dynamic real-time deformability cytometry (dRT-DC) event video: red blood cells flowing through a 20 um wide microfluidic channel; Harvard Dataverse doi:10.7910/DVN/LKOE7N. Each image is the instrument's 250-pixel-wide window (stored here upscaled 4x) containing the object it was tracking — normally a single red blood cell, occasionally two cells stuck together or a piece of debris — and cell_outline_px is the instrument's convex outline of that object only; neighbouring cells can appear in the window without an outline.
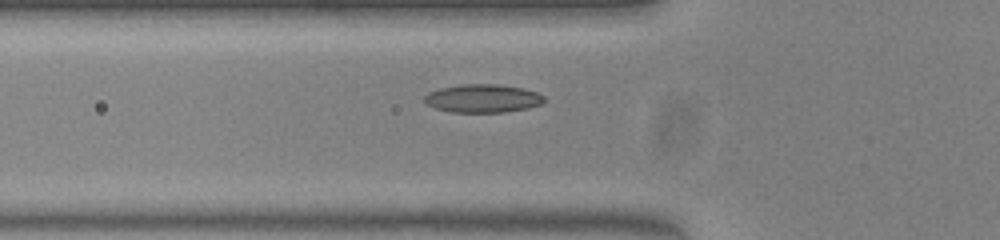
{"species": "common noctule bat (a hibernating species)", "species_latin": "Nyctalus noctula", "temperature_condition": "warm", "stored_images_in_passage": 39, "camera_frame_rate_fps": 3000, "um_per_image_px": 0.085, "animal": {"sex": "female", "body_mass_g": 23.0, "forearm_length_mm": 53.4}, "frame": {"image": 1, "passage_image": 9, "time_ms": 2.667, "image_size_px": [1000, 240], "cell_outline_px": [[544, 100], [540, 104], [528, 108], [504, 112], [452, 112], [436, 108], [424, 104], [424, 96], [428, 92], [440, 88], [460, 84], [500, 84], [520, 88], [536, 92], [544, 96]], "centroid_in_image_um": [40.99, 8.36], "position_along_channel_um": 84.8, "area_um2": 19.71}}
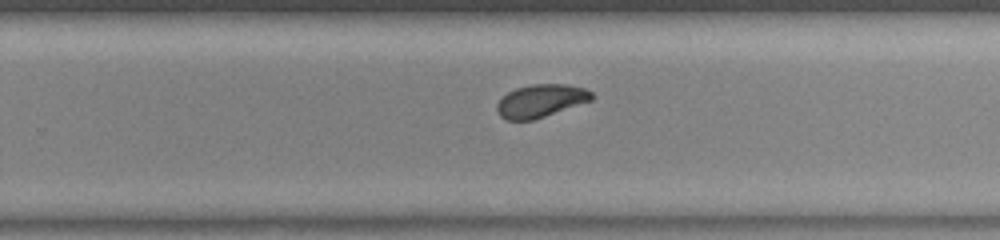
{"frame": {"image": 2, "passage_image": 24, "time_ms": 7.667, "image_size_px": [1000, 240], "cell_outline_px": [[592, 100], [532, 120], [508, 120], [500, 116], [496, 108], [496, 104], [508, 92], [516, 88], [532, 84], [568, 84], [584, 88], [592, 92]], "centroid_in_image_um": [45.95, 8.56], "position_along_channel_um": 283.8, "area_um2": 17.92}}
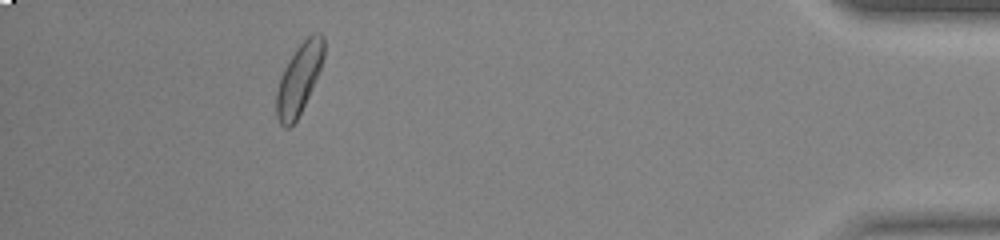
{"frame": {"image": 3, "passage_image": 38, "time_ms": 12.333, "image_size_px": [1000, 240], "cell_outline_px": [[324, 56], [320, 68], [312, 88], [296, 120], [288, 128], [284, 128], [280, 124], [276, 116], [276, 92], [284, 68], [296, 48], [312, 32], [320, 32], [324, 36]], "centroid_in_image_um": [25.42, 6.68], "position_along_channel_um": 409.8, "area_um2": 19.19}}